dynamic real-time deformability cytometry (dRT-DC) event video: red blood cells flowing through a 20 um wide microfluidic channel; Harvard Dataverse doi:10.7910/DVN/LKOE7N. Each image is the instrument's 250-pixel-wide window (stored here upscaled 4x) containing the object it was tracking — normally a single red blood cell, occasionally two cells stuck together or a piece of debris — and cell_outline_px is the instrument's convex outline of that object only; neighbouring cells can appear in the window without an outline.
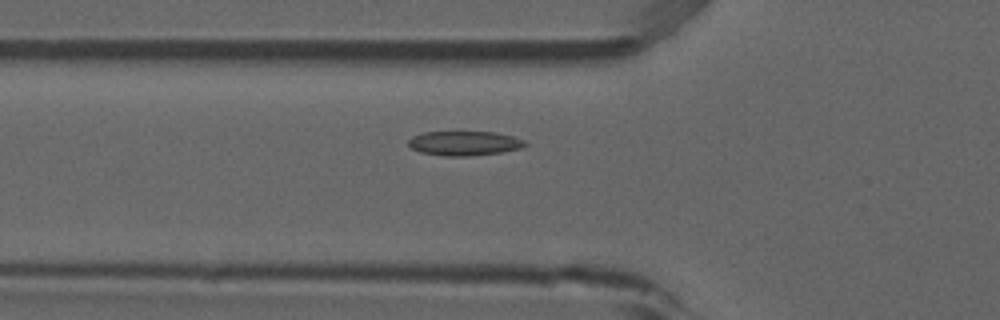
{"species": "common noctule bat (a hibernating species)", "species_latin": "Nyctalus noctula", "temperature_condition": "room temperature", "stored_images_in_passage": 54, "camera_frame_rate_fps": 3000, "um_per_image_px": 0.085, "animal": {"sex": "male", "forearm_length_mm": 52.5}, "frame": {"image": 1, "passage_image": 19, "time_ms": 6.0, "image_size_px": [1000, 320], "cell_outline_px": [[528, 144], [520, 148], [500, 152], [468, 156], [444, 156], [420, 152], [412, 148], [408, 144], [408, 140], [412, 136], [424, 132], [492, 132], [512, 136], [524, 140]], "centroid_in_image_um": [39.44, 12.18], "position_along_channel_um": 86.4, "area_um2": 16.47}}
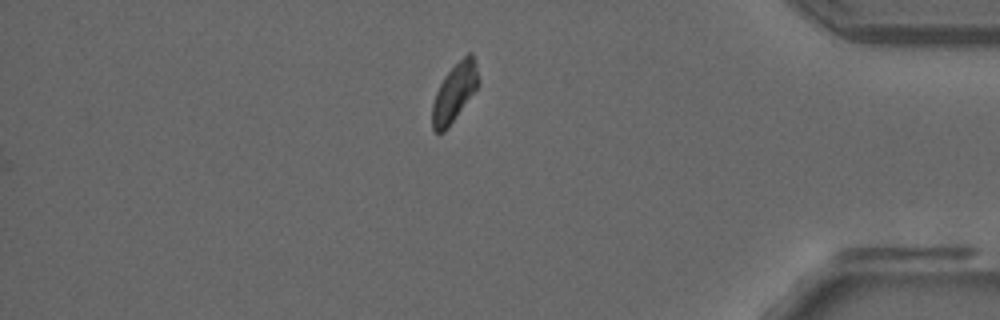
{"frame": {"image": 2, "passage_image": 46, "time_ms": 15.0, "image_size_px": [1000, 320], "cell_outline_px": [[476, 88], [444, 132], [436, 132], [432, 128], [432, 104], [436, 92], [444, 76], [468, 52], [472, 52], [476, 64]], "centroid_in_image_um": [38.57, 7.87], "position_along_channel_um": 396.6, "area_um2": 14.85}}
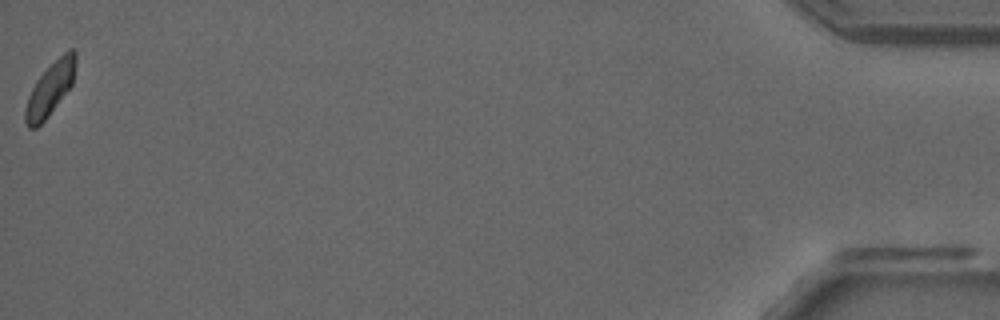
{"frame": {"image": 3, "passage_image": 54, "time_ms": 17.667, "image_size_px": [1000, 320], "cell_outline_px": [[76, 64], [72, 84], [48, 116], [36, 128], [28, 128], [24, 120], [24, 108], [28, 96], [36, 80], [68, 48], [72, 48], [76, 52]], "centroid_in_image_um": [4.25, 7.56], "position_along_channel_um": 431.0, "area_um2": 15.37}}